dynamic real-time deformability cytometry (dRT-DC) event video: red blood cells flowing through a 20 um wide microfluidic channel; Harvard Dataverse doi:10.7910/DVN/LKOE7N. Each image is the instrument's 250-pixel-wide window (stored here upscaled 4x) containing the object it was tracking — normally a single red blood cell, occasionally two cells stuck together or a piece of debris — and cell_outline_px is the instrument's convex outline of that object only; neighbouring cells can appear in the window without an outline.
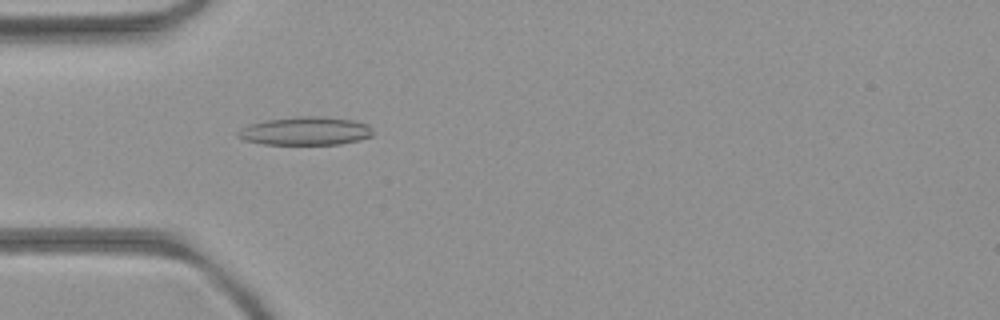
{"species": "common noctule bat (a hibernating species)", "species_latin": "Nyctalus noctula", "temperature_condition": "room temperature", "stored_images_in_passage": 4, "camera_frame_rate_fps": 3000, "um_per_image_px": 0.085, "animal": {"sex": "female", "body_mass_g": 21.9}, "frame": {"image": 1, "passage_image": 4, "time_ms": 3.333, "image_size_px": [1000, 320], "cell_outline_px": [[372, 136], [340, 144], [264, 144], [244, 140], [236, 136], [236, 132], [248, 124], [264, 120], [300, 116], [320, 116], [352, 120], [368, 124], [372, 132]], "centroid_in_image_um": [25.91, 11.13], "position_along_channel_um": 59.1, "area_um2": 22.2}}